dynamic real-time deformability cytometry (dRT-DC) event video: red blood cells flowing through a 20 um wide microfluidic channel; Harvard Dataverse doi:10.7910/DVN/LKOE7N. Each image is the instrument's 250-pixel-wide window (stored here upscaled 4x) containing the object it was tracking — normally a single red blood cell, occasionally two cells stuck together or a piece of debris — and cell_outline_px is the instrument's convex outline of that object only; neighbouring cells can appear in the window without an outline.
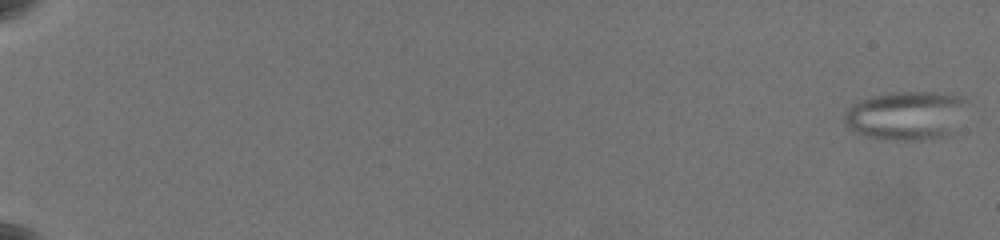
{"species": "common noctule bat (a hibernating species)", "species_latin": "Nyctalus noctula", "temperature_condition": "warm", "stored_images_in_passage": 54, "segment_of_instrument_passage": [1, 3], "camera_frame_rate_fps": 3000, "um_per_image_px": 0.085, "animal": {"sex": "female", "body_mass_g": 19.5, "forearm_length_mm": 54.1}, "frame": {"image": 1, "passage_image": 1, "time_ms": 0.0, "image_size_px": [1000, 240], "cell_outline_px": [[968, 100], [948, 132], [944, 136], [936, 140], [888, 140], [864, 136], [848, 128], [844, 124], [844, 112], [852, 104], [860, 100], [872, 96], [892, 92], [936, 92], [964, 96]], "centroid_in_image_um": [76.93, 9.81], "position_along_channel_um": 8.1, "area_um2": 34.68}}